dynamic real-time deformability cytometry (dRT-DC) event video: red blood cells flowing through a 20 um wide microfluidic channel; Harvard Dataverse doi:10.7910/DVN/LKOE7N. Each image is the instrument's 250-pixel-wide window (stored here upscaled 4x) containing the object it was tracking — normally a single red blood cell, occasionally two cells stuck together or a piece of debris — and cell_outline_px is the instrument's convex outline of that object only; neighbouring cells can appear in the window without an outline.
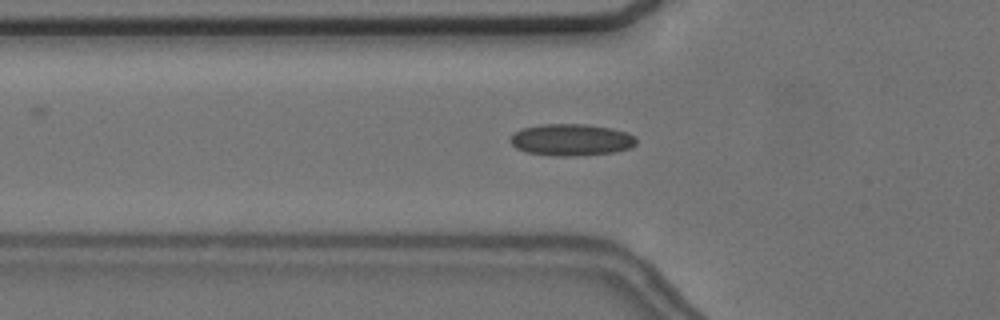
{"species": "common noctule bat (a hibernating species)", "species_latin": "Nyctalus noctula", "temperature_condition": "cold", "stored_images_in_passage": 57, "camera_frame_rate_fps": 3000, "um_per_image_px": 0.085, "animal": {"sex": "female", "body_mass_g": 24.6, "forearm_length_mm": 56.2}, "frame": {"image": 1, "passage_image": 20, "time_ms": 6.333, "image_size_px": [1000, 320], "cell_outline_px": [[636, 144], [632, 148], [616, 152], [572, 156], [556, 156], [528, 152], [516, 148], [508, 140], [520, 128], [540, 124], [588, 124], [612, 128], [628, 132], [636, 136]], "centroid_in_image_um": [48.6, 11.87], "position_along_channel_um": 77.2, "area_um2": 23.58}}
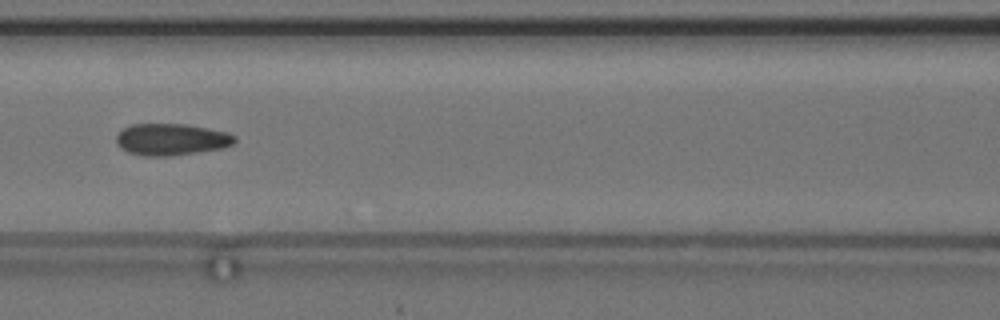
{"frame": {"image": 2, "passage_image": 26, "time_ms": 8.333, "image_size_px": [1000, 320], "cell_outline_px": [[236, 140], [232, 144], [224, 148], [168, 156], [144, 156], [128, 152], [120, 148], [116, 140], [116, 136], [124, 128], [132, 124], [184, 124], [228, 132], [236, 136]], "centroid_in_image_um": [14.57, 11.85], "position_along_channel_um": 152.0, "area_um2": 21.79}}
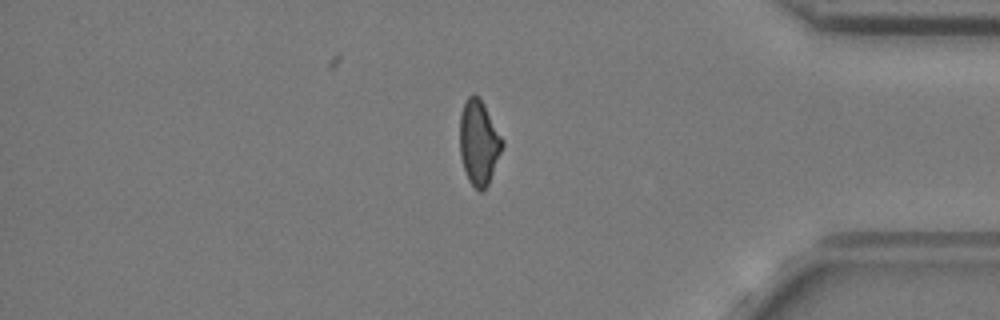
{"frame": {"image": 3, "passage_image": 48, "time_ms": 15.667, "image_size_px": [1000, 320], "cell_outline_px": [[504, 144], [488, 184], [480, 192], [468, 180], [460, 156], [460, 112], [468, 96], [472, 92], [480, 96], [504, 140]], "centroid_in_image_um": [40.7, 12.05], "position_along_channel_um": 394.5, "area_um2": 21.04}, "authors_computed_cell_mechanics": {"area_um2": 21.6172, "velocity_mm_per_s": 3.6771, "shape_relaxation_time_tau1_ms": null, "shape_relaxation_time_tau2_ms": 2.114, "deformation_change_tau1": null, "deformation_change_tau2": 0.0931}}